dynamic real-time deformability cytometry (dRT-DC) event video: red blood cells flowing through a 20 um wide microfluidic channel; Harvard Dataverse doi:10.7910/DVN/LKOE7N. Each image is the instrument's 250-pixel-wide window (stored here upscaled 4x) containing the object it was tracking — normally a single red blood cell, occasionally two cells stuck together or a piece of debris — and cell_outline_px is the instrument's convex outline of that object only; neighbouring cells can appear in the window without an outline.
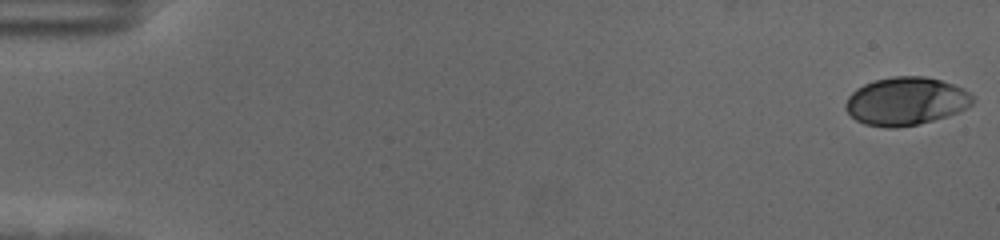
{"species": "human", "species_latin": "Homo sapiens", "temperature_condition": "cold", "stored_images_in_passage": 58, "camera_frame_rate_fps": 3000, "um_per_image_px": 0.085, "donor": {"sex": "female"}, "frame": {"image": 1, "passage_image": 1, "time_ms": 0.0, "image_size_px": [1000, 240], "cell_outline_px": [[972, 104], [956, 112], [932, 120], [916, 124], [896, 128], [888, 128], [864, 124], [856, 120], [844, 108], [844, 104], [848, 96], [856, 88], [864, 84], [876, 80], [892, 76], [924, 76], [940, 80], [952, 84], [968, 92], [972, 96]], "centroid_in_image_um": [76.93, 8.6], "position_along_channel_um": 8.1, "area_um2": 35.2}}
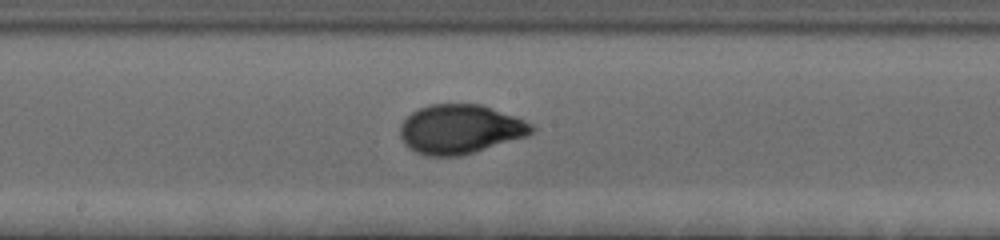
{"frame": {"image": 2, "passage_image": 32, "time_ms": 10.333, "image_size_px": [1000, 240], "cell_outline_px": [[536, 128], [528, 136], [460, 156], [428, 156], [416, 152], [408, 148], [404, 144], [400, 136], [400, 128], [404, 120], [412, 112], [428, 104], [480, 104], [516, 116], [532, 124]], "centroid_in_image_um": [39.11, 10.98], "position_along_channel_um": 209.1, "area_um2": 37.74}}
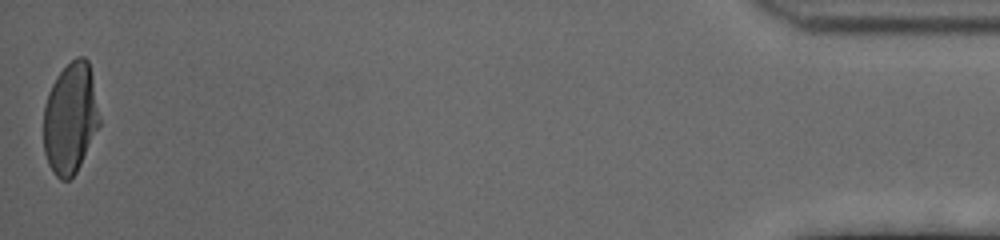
{"frame": {"image": 3, "passage_image": 58, "time_ms": 19.0, "image_size_px": [1000, 240], "cell_outline_px": [[100, 124], [76, 172], [68, 180], [60, 180], [52, 172], [48, 164], [44, 152], [44, 104], [48, 92], [56, 76], [76, 56], [84, 56], [88, 60], [92, 76], [100, 120]], "centroid_in_image_um": [5.96, 10.05], "position_along_channel_um": 429.2, "area_um2": 36.07}, "authors_computed_cell_mechanics": {"area_um2": 36.125, "velocity_mm_per_s": 3.5262, "shape_relaxation_time_tau1_ms": 3.6423, "shape_relaxation_time_tau2_ms": null, "deformation_change_tau1": 0.1893, "deformation_change_tau2": null}}